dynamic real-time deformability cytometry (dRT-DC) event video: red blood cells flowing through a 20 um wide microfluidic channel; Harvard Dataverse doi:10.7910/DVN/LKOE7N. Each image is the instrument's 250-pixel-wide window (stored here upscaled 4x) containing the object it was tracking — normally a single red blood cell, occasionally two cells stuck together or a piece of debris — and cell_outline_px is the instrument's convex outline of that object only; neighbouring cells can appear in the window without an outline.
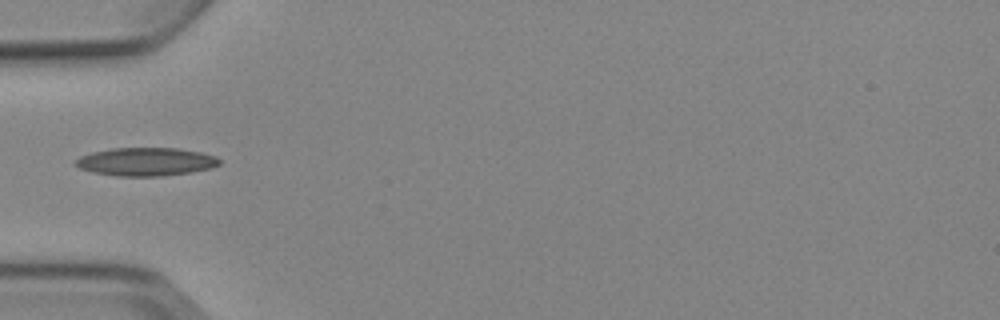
{"species": "Egyptian fruit bat (a non-hibernating species)", "species_latin": "Rousettus aegyptiacus", "temperature_condition": "cold", "stored_images_in_passage": 3, "camera_frame_rate_fps": 3000, "um_per_image_px": 0.085, "animal": {"sex": "female"}, "frame": {"image": 1, "passage_image": 3, "time_ms": 2.333, "image_size_px": [1000, 320], "cell_outline_px": [[220, 164], [212, 168], [192, 172], [160, 176], [116, 176], [92, 172], [80, 168], [72, 164], [80, 156], [92, 152], [112, 148], [176, 148], [200, 152], [216, 156], [220, 160]], "centroid_in_image_um": [12.39, 13.75], "position_along_channel_um": 72.6, "area_um2": 23.76}}